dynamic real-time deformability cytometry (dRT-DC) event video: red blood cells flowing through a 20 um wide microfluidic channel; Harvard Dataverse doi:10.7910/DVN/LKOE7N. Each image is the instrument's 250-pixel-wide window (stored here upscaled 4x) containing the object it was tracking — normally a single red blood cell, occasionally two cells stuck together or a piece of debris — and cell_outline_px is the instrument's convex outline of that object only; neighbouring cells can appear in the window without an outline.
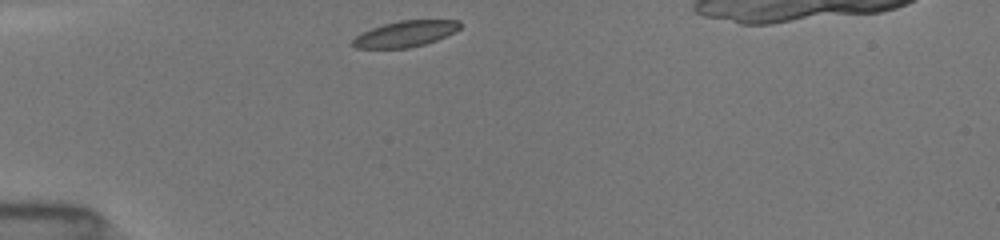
{"species": "common noctule bat (a hibernating species)", "species_latin": "Nyctalus noctula", "temperature_condition": "room temperature", "stored_images_in_passage": 36, "camera_frame_rate_fps": 3000, "um_per_image_px": 0.085, "animal": {"sex": "female", "body_mass_g": 19.5, "forearm_length_mm": 54.1}, "frame": {"image": 1, "passage_image": 1, "time_ms": 0.0, "image_size_px": [1000, 240], "cell_outline_px": [[460, 28], [456, 32], [436, 40], [424, 44], [408, 48], [356, 48], [352, 44], [352, 40], [356, 36], [372, 28], [384, 24], [400, 20], [460, 20]], "centroid_in_image_um": [34.48, 2.87], "position_along_channel_um": 50.5, "area_um2": 16.13}}
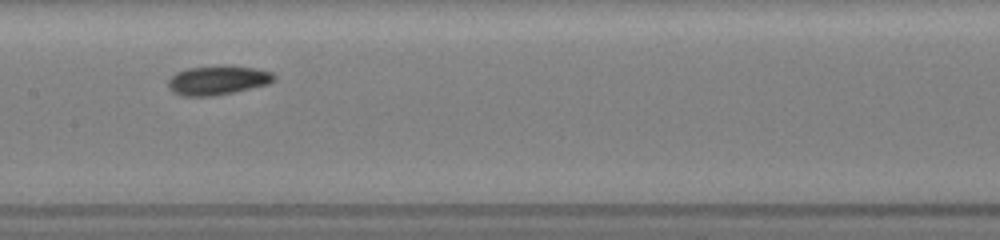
{"frame": {"image": 2, "passage_image": 13, "time_ms": 4.0, "image_size_px": [1000, 240], "cell_outline_px": [[276, 80], [268, 84], [232, 92], [212, 96], [180, 96], [172, 92], [168, 88], [168, 80], [176, 72], [188, 68], [224, 64], [256, 68], [272, 72], [276, 76]], "centroid_in_image_um": [18.5, 6.8], "position_along_channel_um": 188.9, "area_um2": 18.32}}
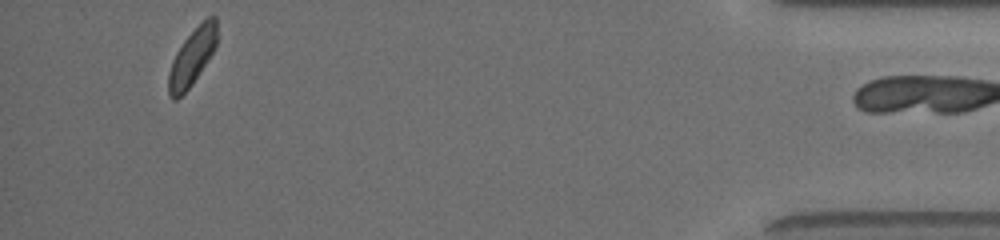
{"frame": {"image": 3, "passage_image": 35, "time_ms": 11.333, "image_size_px": [1000, 240], "cell_outline_px": [[216, 48], [192, 84], [176, 100], [172, 100], [168, 92], [168, 72], [172, 60], [176, 52], [184, 40], [208, 16], [216, 16]], "centroid_in_image_um": [16.31, 4.88], "position_along_channel_um": 418.9, "area_um2": 15.78}}